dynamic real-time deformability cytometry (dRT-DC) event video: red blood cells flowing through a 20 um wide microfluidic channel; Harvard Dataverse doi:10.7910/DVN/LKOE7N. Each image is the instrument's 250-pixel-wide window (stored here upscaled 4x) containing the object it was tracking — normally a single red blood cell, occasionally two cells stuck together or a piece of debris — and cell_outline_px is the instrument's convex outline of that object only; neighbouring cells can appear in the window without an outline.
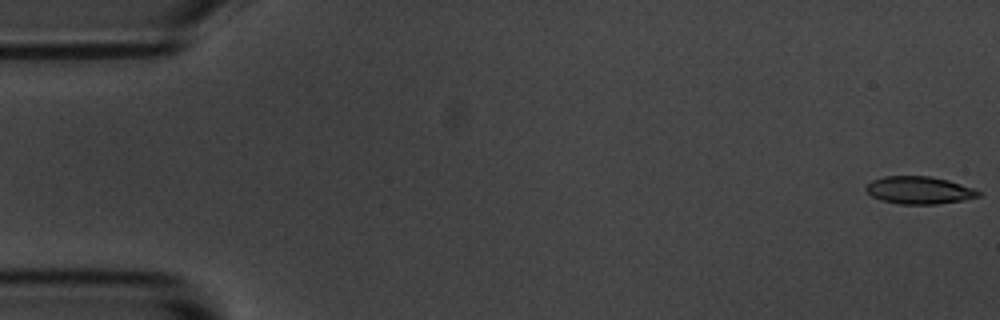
{"species": "common noctule bat (a hibernating species)", "species_latin": "Nyctalus noctula", "temperature_condition": "room temperature", "stored_images_in_passage": 7, "camera_frame_rate_fps": 3000, "um_per_image_px": 0.085, "animal": {"sex": "male", "body_mass_g": 20.1, "forearm_length_mm": 53.5}, "frame": {"image": 1, "passage_image": 1, "time_ms": 0.0, "image_size_px": [1000, 320], "cell_outline_px": [[984, 192], [980, 196], [964, 200], [936, 204], [900, 204], [880, 200], [872, 196], [864, 188], [872, 180], [884, 176], [928, 176], [948, 180], [976, 188]], "centroid_in_image_um": [78.18, 16.17], "position_along_channel_um": 6.8, "area_um2": 18.21}}
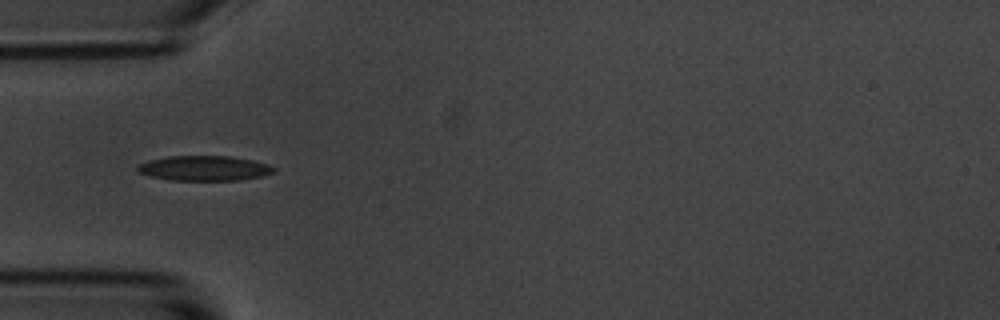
{"frame": {"image": 2, "passage_image": 5, "time_ms": 5.333, "image_size_px": [1000, 320], "cell_outline_px": [[276, 172], [260, 176], [240, 180], [172, 180], [152, 176], [140, 172], [136, 168], [140, 164], [148, 160], [168, 156], [228, 156], [252, 160], [268, 164], [276, 168]], "centroid_in_image_um": [17.4, 14.29], "position_along_channel_um": 67.6, "area_um2": 19.65}}
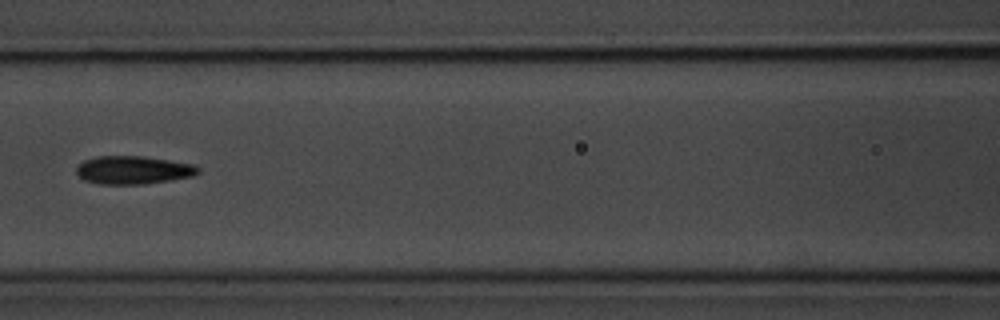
{"frame": {"image": 3, "passage_image": 7, "time_ms": 7.667, "image_size_px": [1000, 320], "cell_outline_px": [[200, 172], [192, 176], [144, 184], [100, 184], [84, 180], [76, 172], [76, 168], [84, 160], [96, 156], [140, 156], [168, 160], [192, 164], [200, 168]], "centroid_in_image_um": [11.3, 14.45], "position_along_channel_um": 155.3, "area_um2": 19.77}}